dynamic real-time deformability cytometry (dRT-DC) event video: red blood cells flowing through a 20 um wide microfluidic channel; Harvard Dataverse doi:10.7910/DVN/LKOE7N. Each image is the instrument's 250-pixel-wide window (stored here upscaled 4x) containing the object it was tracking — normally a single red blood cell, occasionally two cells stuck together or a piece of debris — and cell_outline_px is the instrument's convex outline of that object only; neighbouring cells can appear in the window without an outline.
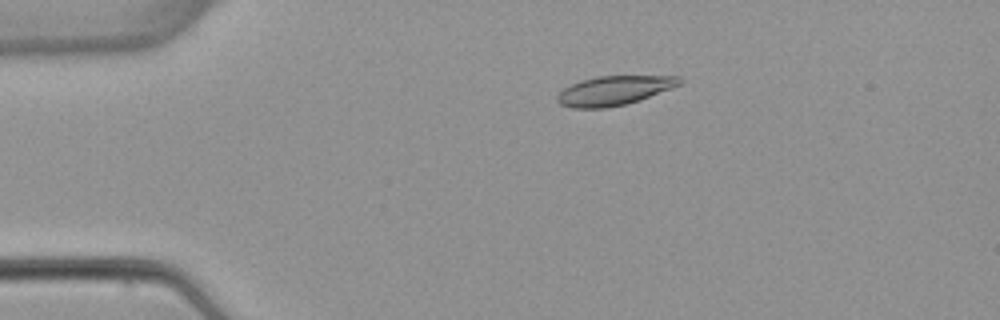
{"species": "common noctule bat (a hibernating species)", "species_latin": "Nyctalus noctula", "temperature_condition": "warm", "stored_images_in_passage": 5, "camera_frame_rate_fps": 3000, "um_per_image_px": 0.085, "animal": {"sex": "female", "body_mass_g": 22.7, "forearm_length_mm": 54.2}, "frame": {"image": 1, "passage_image": 3, "time_ms": 2.333, "image_size_px": [1000, 320], "cell_outline_px": [[684, 80], [680, 84], [672, 88], [640, 100], [624, 104], [604, 108], [572, 108], [560, 104], [556, 100], [556, 96], [564, 88], [580, 80], [596, 76], [680, 76]], "centroid_in_image_um": [52.2, 7.69], "position_along_channel_um": 32.8, "area_um2": 20.87}}
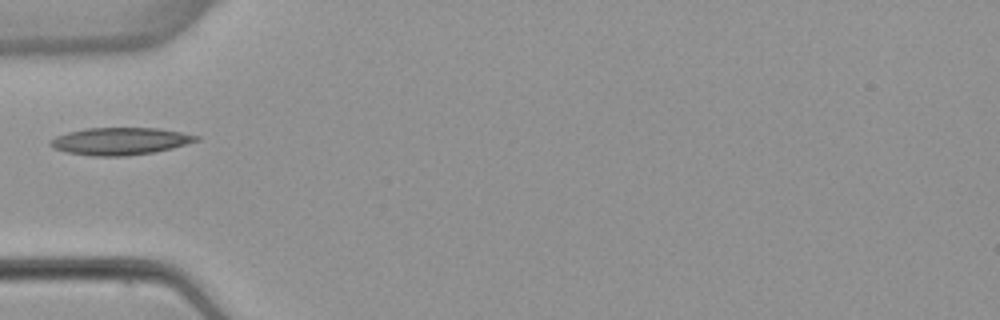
{"frame": {"image": 2, "passage_image": 5, "time_ms": 4.667, "image_size_px": [1000, 320], "cell_outline_px": [[200, 140], [172, 148], [152, 152], [124, 156], [92, 156], [64, 152], [52, 148], [48, 144], [56, 136], [68, 132], [84, 128], [156, 128], [180, 132], [200, 136]], "centroid_in_image_um": [10.18, 12.0], "position_along_channel_um": 74.8, "area_um2": 23.18}}